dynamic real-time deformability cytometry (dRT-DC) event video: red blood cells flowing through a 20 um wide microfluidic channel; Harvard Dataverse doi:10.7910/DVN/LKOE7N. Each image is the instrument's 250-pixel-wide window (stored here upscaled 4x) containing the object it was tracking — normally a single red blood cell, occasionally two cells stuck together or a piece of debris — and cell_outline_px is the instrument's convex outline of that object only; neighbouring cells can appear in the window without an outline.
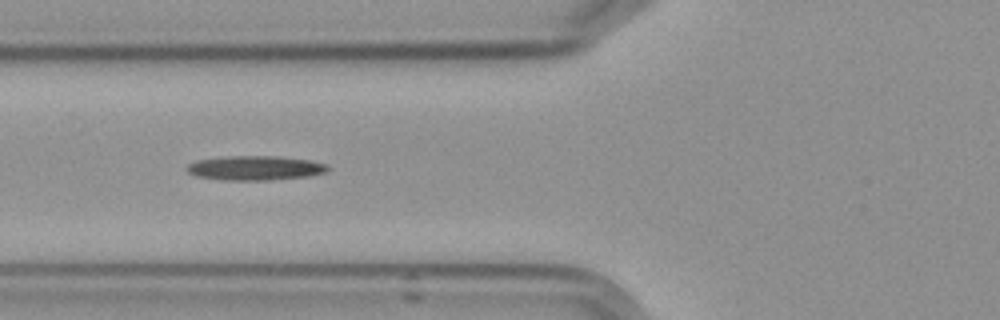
{"species": "Egyptian fruit bat (a non-hibernating species)", "species_latin": "Rousettus aegyptiacus", "temperature_condition": "cold", "stored_images_in_passage": 5, "camera_frame_rate_fps": 3000, "um_per_image_px": 0.085, "frame": {"image": 1, "passage_image": 3, "time_ms": 2.333, "image_size_px": [1000, 320], "cell_outline_px": [[328, 172], [308, 176], [272, 180], [224, 180], [196, 176], [188, 172], [184, 168], [188, 164], [196, 160], [228, 156], [280, 156], [312, 160], [328, 164]], "centroid_in_image_um": [21.71, 14.27], "position_along_channel_um": 104.1, "area_um2": 20.29}}